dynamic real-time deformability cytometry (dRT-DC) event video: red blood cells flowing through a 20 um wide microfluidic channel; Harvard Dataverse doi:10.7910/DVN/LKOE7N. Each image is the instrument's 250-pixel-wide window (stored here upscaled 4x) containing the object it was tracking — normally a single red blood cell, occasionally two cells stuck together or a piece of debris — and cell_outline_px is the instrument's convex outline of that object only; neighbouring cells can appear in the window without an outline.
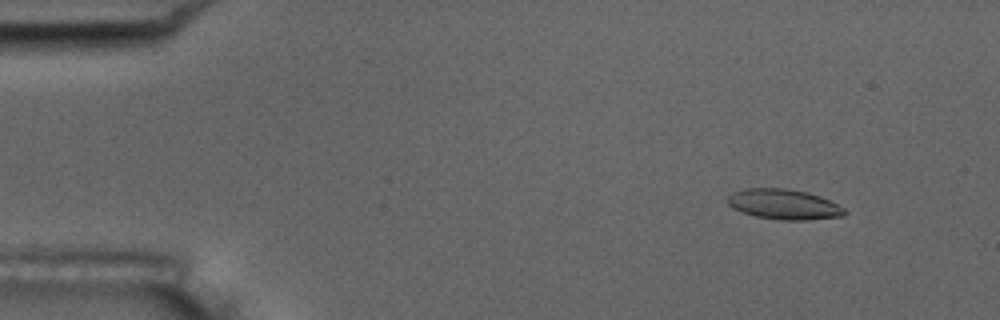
{"species": "common noctule bat (a hibernating species)", "species_latin": "Nyctalus noctula", "temperature_condition": "room temperature", "stored_images_in_passage": 4, "camera_frame_rate_fps": 3000, "um_per_image_px": 0.085, "animal": {"sex": "male", "body_mass_g": 17.5, "forearm_length_mm": 52.3}, "frame": {"image": 1, "passage_image": 1, "time_ms": 0.0, "image_size_px": [1000, 320], "cell_outline_px": [[848, 212], [844, 216], [808, 220], [780, 220], [756, 216], [740, 212], [732, 208], [728, 204], [728, 196], [732, 192], [748, 188], [784, 188], [808, 192], [820, 196], [844, 208]], "centroid_in_image_um": [66.62, 17.37], "position_along_channel_um": 18.4, "area_um2": 20.69}}